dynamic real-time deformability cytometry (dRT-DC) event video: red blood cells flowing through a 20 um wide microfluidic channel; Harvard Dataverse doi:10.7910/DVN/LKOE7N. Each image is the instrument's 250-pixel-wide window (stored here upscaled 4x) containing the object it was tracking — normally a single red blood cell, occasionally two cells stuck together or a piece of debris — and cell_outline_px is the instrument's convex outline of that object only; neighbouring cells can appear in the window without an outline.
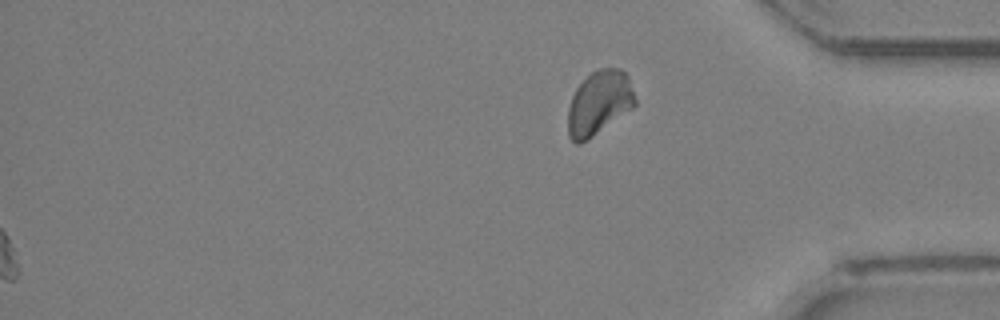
{"species": "Egyptian fruit bat (a non-hibernating species)", "species_latin": "Rousettus aegyptiacus", "temperature_condition": "room temperature", "stored_images_in_passage": 31, "segment_of_instrument_passage": [2, 2], "camera_frame_rate_fps": 3000, "um_per_image_px": 0.085, "animal": {"sex": "female"}, "frame": {"image": 1, "passage_image": 31, "time_ms": 10.0, "image_size_px": [1000, 320], "cell_outline_px": [[636, 104], [632, 108], [592, 136], [580, 144], [576, 144], [568, 136], [568, 108], [572, 96], [576, 88], [596, 68], [620, 68], [628, 76], [636, 100]], "centroid_in_image_um": [50.91, 8.73], "position_along_channel_um": 384.3, "area_um2": 24.8}}